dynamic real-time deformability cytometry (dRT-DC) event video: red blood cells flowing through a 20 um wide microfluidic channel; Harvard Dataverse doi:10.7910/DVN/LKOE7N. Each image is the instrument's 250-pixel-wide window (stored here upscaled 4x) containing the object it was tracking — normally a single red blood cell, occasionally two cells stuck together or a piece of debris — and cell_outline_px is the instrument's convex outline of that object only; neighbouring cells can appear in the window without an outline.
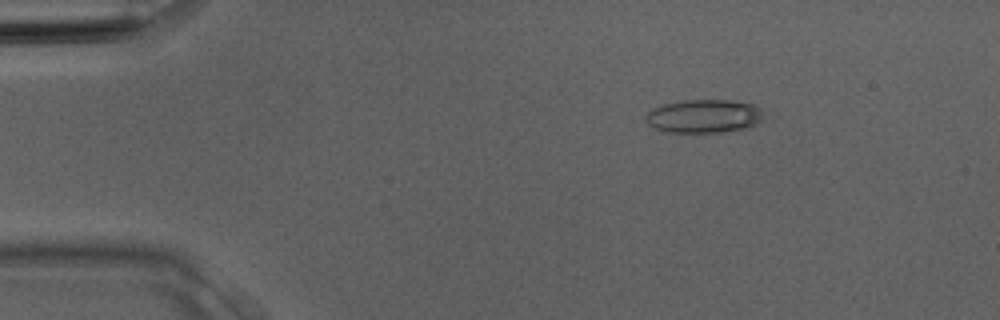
{"species": "Egyptian fruit bat (a non-hibernating species)", "species_latin": "Rousettus aegyptiacus", "temperature_condition": "room temperature", "stored_images_in_passage": 4, "camera_frame_rate_fps": 3000, "um_per_image_px": 0.085, "animal": {"sex": "male"}, "frame": {"image": 1, "passage_image": 2, "time_ms": 0.333, "image_size_px": [1000, 320], "cell_outline_px": [[760, 120], [756, 124], [744, 128], [720, 132], [668, 132], [656, 128], [648, 124], [644, 116], [652, 108], [664, 104], [684, 100], [728, 100], [756, 104], [760, 108]], "centroid_in_image_um": [59.79, 9.86], "position_along_channel_um": 25.2, "area_um2": 22.72}}